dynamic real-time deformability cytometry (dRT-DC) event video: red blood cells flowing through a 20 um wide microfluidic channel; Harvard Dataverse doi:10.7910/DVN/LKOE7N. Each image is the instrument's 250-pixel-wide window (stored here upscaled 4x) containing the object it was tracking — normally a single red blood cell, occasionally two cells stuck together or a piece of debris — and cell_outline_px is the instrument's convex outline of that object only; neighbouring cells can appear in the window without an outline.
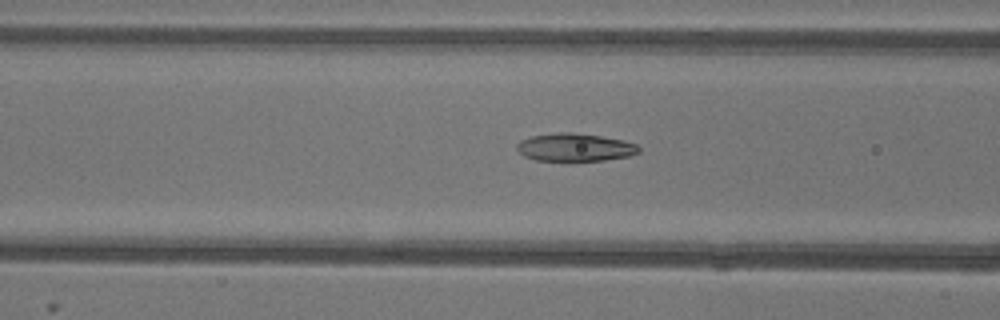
{"species": "common noctule bat (a hibernating species)", "species_latin": "Nyctalus noctula", "temperature_condition": "warm", "stored_images_in_passage": 30, "camera_frame_rate_fps": 3000, "um_per_image_px": 0.085, "animal": {"sex": "female"}, "frame": {"image": 1, "passage_image": 5, "time_ms": 1.333, "image_size_px": [1000, 320], "cell_outline_px": [[640, 152], [628, 156], [604, 160], [536, 160], [524, 156], [516, 148], [516, 144], [520, 140], [532, 136], [560, 132], [572, 132], [600, 136], [624, 140], [636, 144], [640, 148]], "centroid_in_image_um": [48.87, 12.51], "position_along_channel_um": 117.7, "area_um2": 19.65}}
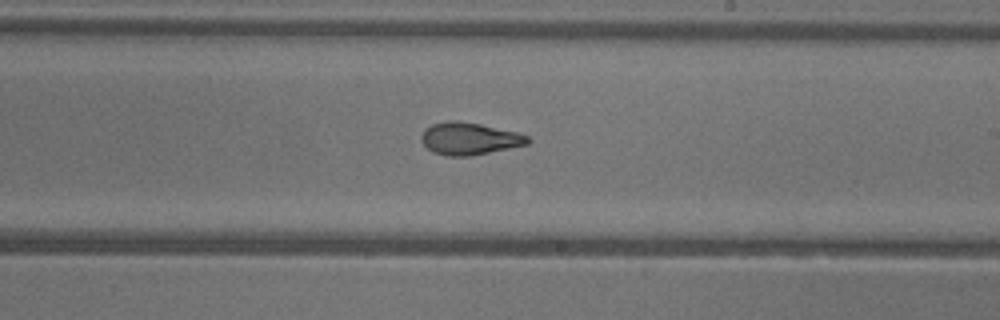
{"frame": {"image": 2, "passage_image": 15, "time_ms": 4.667, "image_size_px": [1000, 320], "cell_outline_px": [[532, 140], [528, 144], [468, 156], [448, 156], [432, 152], [420, 140], [420, 136], [424, 128], [432, 124], [448, 120], [456, 120], [480, 124], [516, 132], [528, 136]], "centroid_in_image_um": [39.85, 11.77], "position_along_channel_um": 249.1, "area_um2": 19.94}}
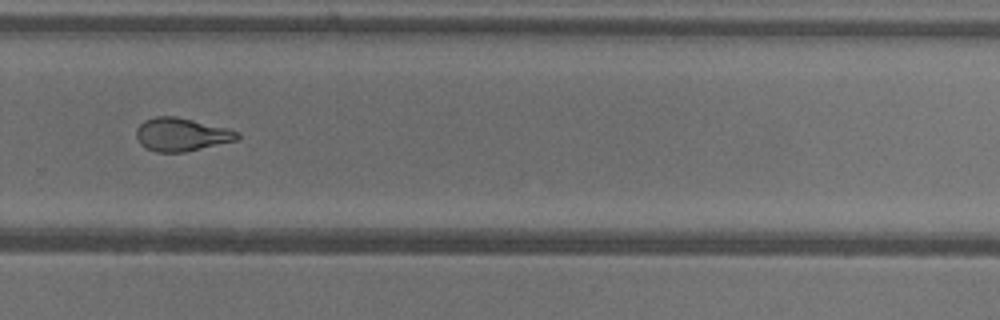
{"frame": {"image": 3, "passage_image": 20, "time_ms": 6.333, "image_size_px": [1000, 320], "cell_outline_px": [[240, 136], [236, 140], [184, 152], [156, 152], [140, 144], [136, 136], [136, 128], [144, 120], [156, 116], [176, 116], [228, 128], [240, 132]], "centroid_in_image_um": [15.41, 11.42], "position_along_channel_um": 314.4, "area_um2": 19.48}, "authors_computed_cell_mechanics": {"area_um2": 19.8832, "velocity_mm_per_s": 3.9414, "shape_relaxation_time_tau1_ms": null, "shape_relaxation_time_tau2_ms": 2.0247, "deformation_change_tau1": null, "deformation_change_tau2": 0.0876}}